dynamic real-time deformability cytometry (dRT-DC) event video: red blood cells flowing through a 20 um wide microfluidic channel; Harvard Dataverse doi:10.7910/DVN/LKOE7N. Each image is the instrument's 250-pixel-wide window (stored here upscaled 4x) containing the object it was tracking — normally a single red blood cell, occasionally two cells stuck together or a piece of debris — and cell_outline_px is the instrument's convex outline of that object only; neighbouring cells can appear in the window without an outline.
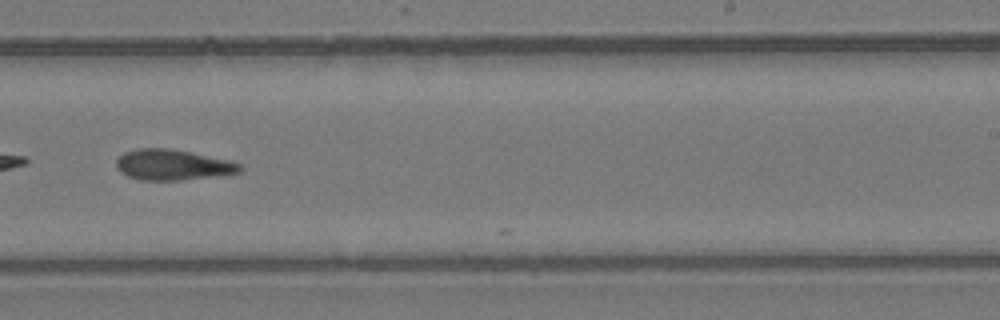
{"species": "common noctule bat (a hibernating species)", "species_latin": "Nyctalus noctula", "temperature_condition": "room temperature", "stored_images_in_passage": 25, "camera_frame_rate_fps": 3000, "um_per_image_px": 0.085, "animal": {"sex": "female", "body_mass_g": 24.6, "forearm_length_mm": 56.2}, "frame": {"image": 1, "passage_image": 21, "time_ms": 6.667, "image_size_px": [1000, 320], "cell_outline_px": [[244, 168], [240, 172], [220, 176], [180, 180], [140, 180], [128, 176], [120, 172], [116, 168], [116, 160], [124, 152], [136, 148], [168, 148], [192, 152], [232, 160], [240, 164]], "centroid_in_image_um": [14.71, 14.01], "position_along_channel_um": 274.3, "area_um2": 22.43}}
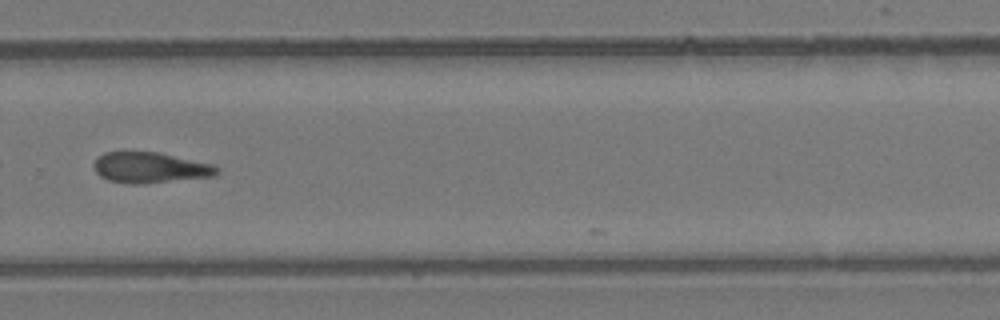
{"frame": {"image": 2, "passage_image": 24, "time_ms": 7.667, "image_size_px": [1000, 320], "cell_outline_px": [[220, 172], [216, 176], [144, 184], [132, 184], [108, 180], [100, 176], [96, 172], [92, 164], [104, 152], [156, 152], [212, 164], [220, 168]], "centroid_in_image_um": [12.78, 14.26], "position_along_channel_um": 317.0, "area_um2": 22.02}}